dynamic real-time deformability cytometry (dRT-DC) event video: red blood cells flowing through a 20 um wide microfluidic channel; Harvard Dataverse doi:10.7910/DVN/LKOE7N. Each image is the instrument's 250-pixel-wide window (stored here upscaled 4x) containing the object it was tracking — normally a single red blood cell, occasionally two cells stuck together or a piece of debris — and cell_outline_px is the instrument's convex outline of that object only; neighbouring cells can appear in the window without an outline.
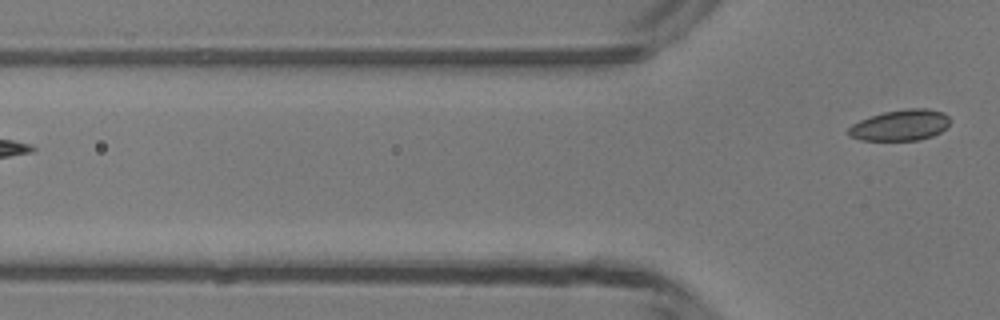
{"species": "common noctule bat (a hibernating species)", "species_latin": "Nyctalus noctula", "temperature_condition": "room temperature", "stored_images_in_passage": 2, "camera_frame_rate_fps": 3000, "um_per_image_px": 0.085, "animal": {"sex": "male", "body_mass_g": 13.3}, "frame": {"image": 1, "passage_image": 2, "time_ms": 1.333, "image_size_px": [1000, 320], "cell_outline_px": [[948, 124], [940, 132], [932, 136], [920, 140], [860, 140], [848, 136], [844, 132], [852, 124], [860, 120], [884, 112], [908, 108], [928, 108], [944, 112], [948, 116]], "centroid_in_image_um": [76.49, 10.64], "position_along_channel_um": 49.3, "area_um2": 18.38}}